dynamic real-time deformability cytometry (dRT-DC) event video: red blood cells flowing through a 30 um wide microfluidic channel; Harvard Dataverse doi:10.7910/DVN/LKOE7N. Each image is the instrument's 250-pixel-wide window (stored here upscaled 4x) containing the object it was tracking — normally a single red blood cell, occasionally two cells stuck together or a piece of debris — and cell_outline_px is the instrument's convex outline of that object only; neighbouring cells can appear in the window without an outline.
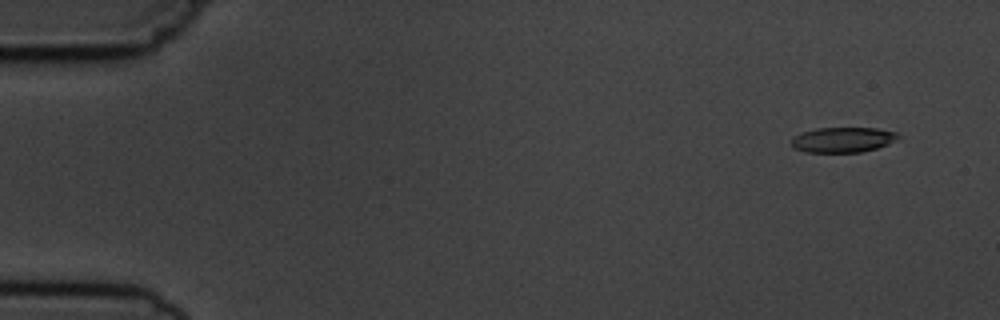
{"species": "common noctule bat (a hibernating species)", "species_latin": "Nyctalus noctula", "temperature_condition": "cold", "stored_images_in_passage": 3, "camera_frame_rate_fps": 3000, "um_per_image_px": 0.085, "animal": {"sex": "male", "body_mass_g": 19.5, "forearm_length_mm": 54.6}, "frame": {"image": 1, "passage_image": 1, "time_ms": 0.0, "image_size_px": [1000, 320], "cell_outline_px": [[900, 136], [896, 140], [888, 144], [876, 148], [860, 152], [804, 152], [792, 148], [792, 140], [796, 136], [804, 132], [816, 128], [876, 128], [900, 132]], "centroid_in_image_um": [71.68, 11.88], "position_along_channel_um": 13.3, "area_um2": 15.66}}